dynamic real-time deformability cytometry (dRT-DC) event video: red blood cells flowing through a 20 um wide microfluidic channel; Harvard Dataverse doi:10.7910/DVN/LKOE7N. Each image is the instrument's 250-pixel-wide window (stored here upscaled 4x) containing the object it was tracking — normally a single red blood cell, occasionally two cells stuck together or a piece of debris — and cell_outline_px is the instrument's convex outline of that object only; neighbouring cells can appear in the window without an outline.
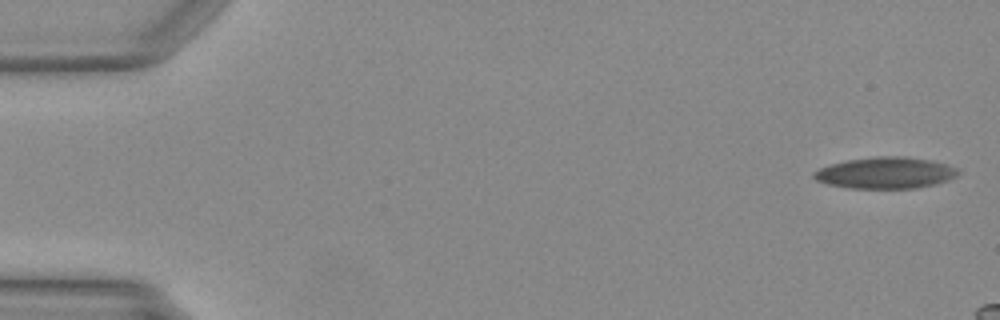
{"species": "Egyptian fruit bat (a non-hibernating species)", "species_latin": "Rousettus aegyptiacus", "temperature_condition": "warm", "stored_images_in_passage": 8, "camera_frame_rate_fps": 3000, "um_per_image_px": 0.085, "animal": {"sex": "female"}, "frame": {"image": 1, "passage_image": 1, "time_ms": 0.0, "image_size_px": [1000, 320], "cell_outline_px": [[960, 172], [956, 176], [948, 180], [916, 188], [848, 188], [828, 184], [816, 180], [812, 176], [812, 172], [820, 168], [832, 164], [848, 160], [872, 156], [904, 156], [928, 160], [960, 168]], "centroid_in_image_um": [75.25, 14.69], "position_along_channel_um": 9.7, "area_um2": 26.3}}